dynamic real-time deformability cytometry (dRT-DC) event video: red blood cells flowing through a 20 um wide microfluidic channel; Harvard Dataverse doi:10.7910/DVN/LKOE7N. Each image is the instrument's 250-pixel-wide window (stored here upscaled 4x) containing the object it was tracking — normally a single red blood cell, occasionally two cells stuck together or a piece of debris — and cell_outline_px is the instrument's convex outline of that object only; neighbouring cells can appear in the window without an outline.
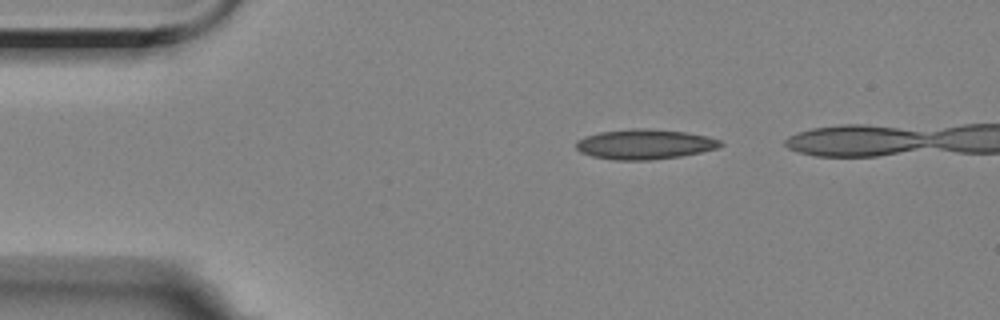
{"species": "Egyptian fruit bat (a non-hibernating species)", "species_latin": "Rousettus aegyptiacus", "temperature_condition": "room temperature", "stored_images_in_passage": 40, "camera_frame_rate_fps": 3000, "um_per_image_px": 0.085, "animal": {"sex": "female"}, "frame": {"image": 1, "passage_image": 1, "time_ms": 0.0, "image_size_px": [1000, 320], "cell_outline_px": [[724, 144], [720, 148], [680, 156], [648, 160], [616, 160], [592, 156], [580, 152], [576, 148], [576, 140], [584, 136], [600, 132], [636, 128], [644, 128], [684, 132], [708, 136], [720, 140]], "centroid_in_image_um": [54.8, 12.26], "position_along_channel_um": 30.2, "area_um2": 25.2}}
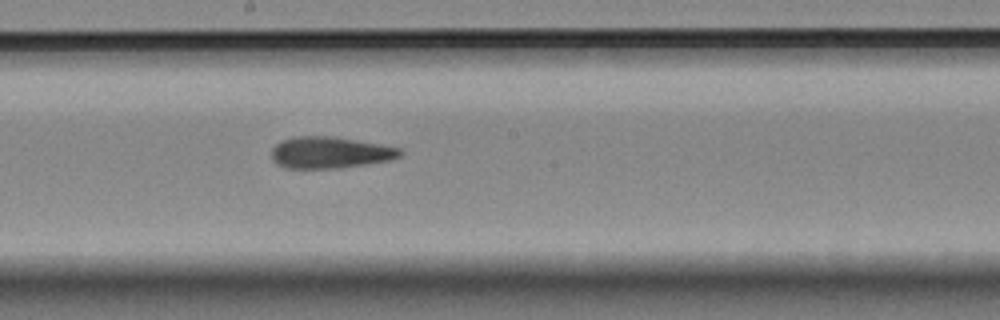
{"frame": {"image": 2, "passage_image": 21, "time_ms": 6.667, "image_size_px": [1000, 320], "cell_outline_px": [[404, 152], [400, 156], [392, 160], [368, 164], [340, 168], [284, 168], [276, 164], [272, 160], [272, 148], [280, 140], [292, 136], [332, 136], [356, 140], [400, 148]], "centroid_in_image_um": [28.03, 12.97], "position_along_channel_um": 220.2, "area_um2": 23.87}}
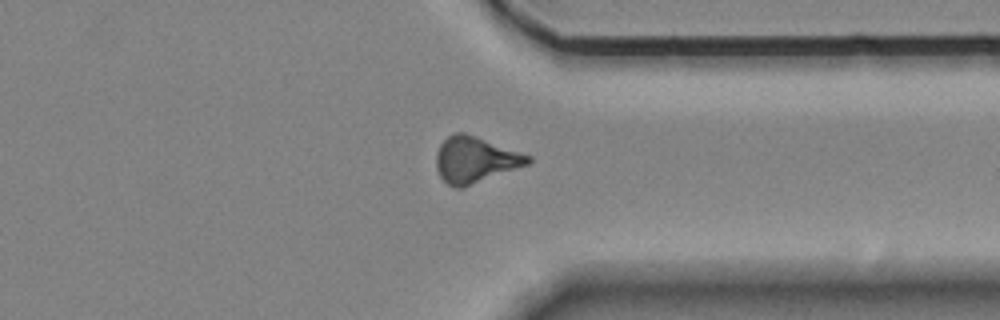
{"frame": {"image": 3, "passage_image": 34, "time_ms": 11.0, "image_size_px": [1000, 320], "cell_outline_px": [[532, 160], [528, 164], [464, 188], [456, 188], [448, 184], [440, 176], [436, 168], [436, 152], [440, 144], [448, 136], [456, 132], [464, 132], [476, 136], [532, 156]], "centroid_in_image_um": [40.38, 13.58], "position_along_channel_um": 371.0, "area_um2": 24.62}}